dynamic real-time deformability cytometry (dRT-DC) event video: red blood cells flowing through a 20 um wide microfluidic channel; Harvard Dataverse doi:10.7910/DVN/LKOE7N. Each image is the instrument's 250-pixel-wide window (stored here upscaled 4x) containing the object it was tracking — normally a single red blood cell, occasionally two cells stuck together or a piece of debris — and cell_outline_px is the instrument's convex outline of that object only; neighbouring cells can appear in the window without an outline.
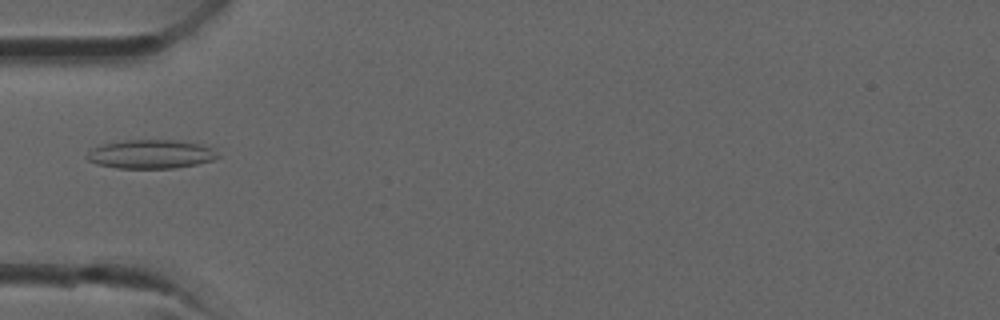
{"species": "common noctule bat (a hibernating species)", "species_latin": "Nyctalus noctula", "temperature_condition": "room temperature", "stored_images_in_passage": 26, "camera_frame_rate_fps": 3000, "um_per_image_px": 0.085, "animal": {"sex": "male", "forearm_length_mm": 52.5}, "frame": {"image": 1, "passage_image": 2, "time_ms": 0.333, "image_size_px": [1000, 320], "cell_outline_px": [[220, 156], [212, 160], [196, 164], [172, 168], [116, 168], [96, 164], [88, 160], [84, 156], [92, 148], [104, 144], [124, 140], [176, 140], [200, 144], [212, 148]], "centroid_in_image_um": [12.79, 13.1], "position_along_channel_um": 72.2, "area_um2": 21.91}}
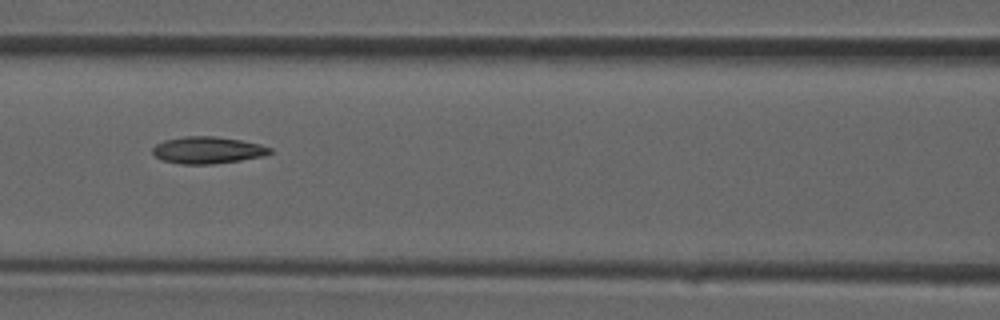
{"frame": {"image": 2, "passage_image": 6, "time_ms": 1.667, "image_size_px": [1000, 320], "cell_outline_px": [[272, 152], [264, 156], [240, 160], [212, 164], [180, 164], [160, 160], [152, 152], [152, 148], [156, 144], [164, 140], [184, 136], [216, 136], [240, 140], [260, 144], [272, 148]], "centroid_in_image_um": [17.63, 12.76], "position_along_channel_um": 149.0, "area_um2": 18.5}}
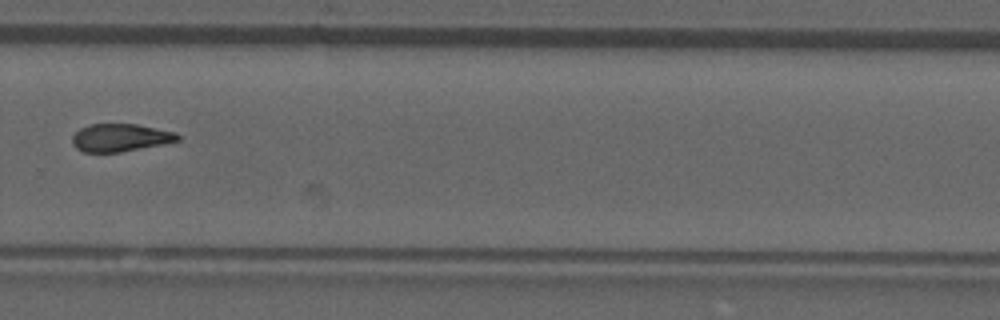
{"frame": {"image": 3, "passage_image": 15, "time_ms": 4.667, "image_size_px": [1000, 320], "cell_outline_px": [[180, 140], [120, 152], [84, 152], [76, 148], [72, 144], [72, 136], [80, 128], [88, 124], [136, 124], [176, 132], [180, 136]], "centroid_in_image_um": [10.19, 11.69], "position_along_channel_um": 319.6, "area_um2": 16.94}}